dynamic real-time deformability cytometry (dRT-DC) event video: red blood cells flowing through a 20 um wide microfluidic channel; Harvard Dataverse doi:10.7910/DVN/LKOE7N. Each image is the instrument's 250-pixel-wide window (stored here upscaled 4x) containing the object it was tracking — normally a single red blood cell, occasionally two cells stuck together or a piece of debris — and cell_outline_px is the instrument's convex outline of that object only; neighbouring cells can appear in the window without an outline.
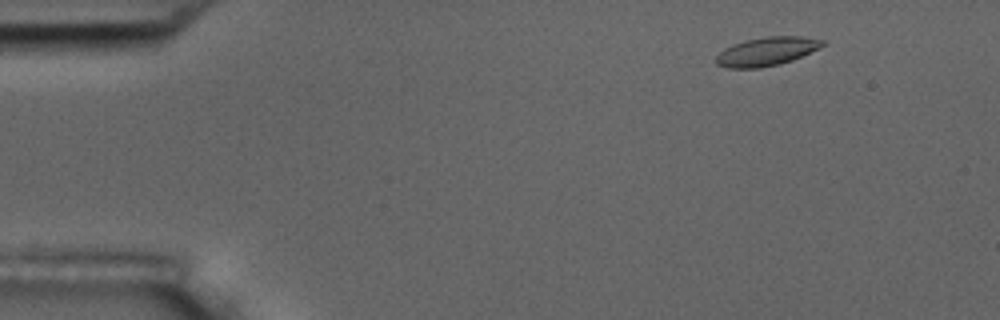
{"species": "common noctule bat (a hibernating species)", "species_latin": "Nyctalus noctula", "temperature_condition": "room temperature", "stored_images_in_passage": 55, "camera_frame_rate_fps": 3000, "um_per_image_px": 0.085, "animal": {"sex": "male", "body_mass_g": 17.5, "forearm_length_mm": 52.3}, "frame": {"image": 1, "passage_image": 5, "time_ms": 1.333, "image_size_px": [1000, 320], "cell_outline_px": [[824, 44], [820, 48], [792, 60], [780, 64], [760, 68], [728, 68], [716, 64], [716, 56], [724, 48], [732, 44], [744, 40], [764, 36], [804, 36], [824, 40]], "centroid_in_image_um": [65.16, 4.36], "position_along_channel_um": 19.8, "area_um2": 17.92}}
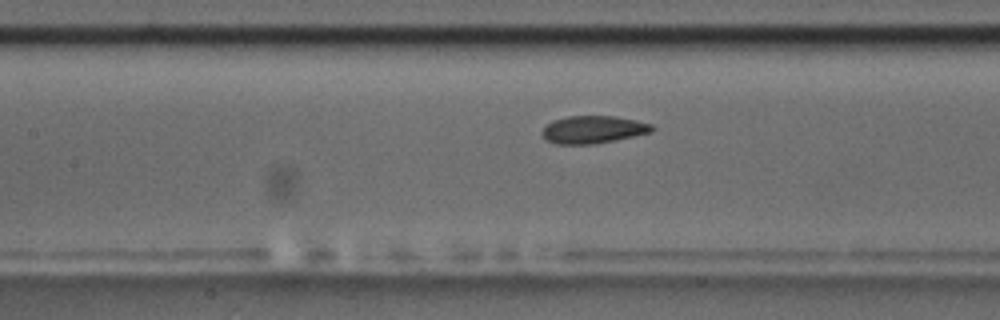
{"frame": {"image": 2, "passage_image": 24, "time_ms": 7.667, "image_size_px": [1000, 320], "cell_outline_px": [[656, 128], [652, 132], [592, 144], [556, 144], [548, 140], [540, 132], [544, 124], [552, 120], [568, 116], [616, 116], [636, 120], [652, 124]], "centroid_in_image_um": [50.39, 10.99], "position_along_channel_um": 157.0, "area_um2": 17.69}}
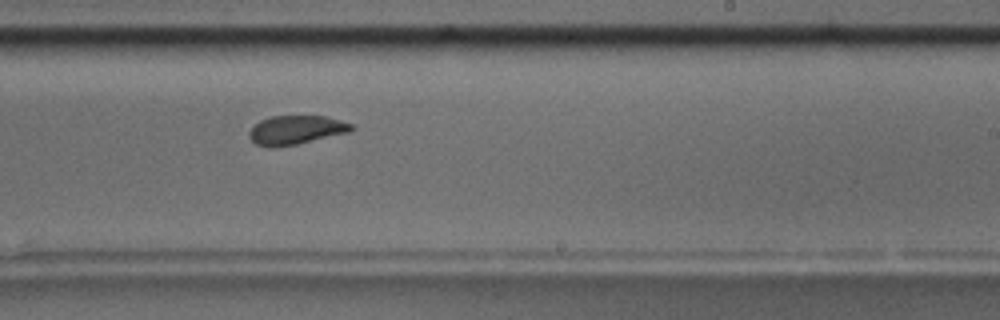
{"frame": {"image": 3, "passage_image": 33, "time_ms": 10.667, "image_size_px": [1000, 320], "cell_outline_px": [[356, 128], [348, 132], [296, 144], [256, 144], [248, 136], [248, 132], [260, 120], [272, 116], [324, 116], [340, 120], [352, 124]], "centroid_in_image_um": [25.21, 11.0], "position_along_channel_um": 263.8, "area_um2": 16.47}, "authors_computed_cell_mechanics": {"area_um2": 17.918, "velocity_mm_per_s": 3.5805, "shape_relaxation_time_tau1_ms": 4.9601, "shape_relaxation_time_tau2_ms": 1.2066, "deformation_change_tau1": 0.1255, "deformation_change_tau2": 0.0655}}